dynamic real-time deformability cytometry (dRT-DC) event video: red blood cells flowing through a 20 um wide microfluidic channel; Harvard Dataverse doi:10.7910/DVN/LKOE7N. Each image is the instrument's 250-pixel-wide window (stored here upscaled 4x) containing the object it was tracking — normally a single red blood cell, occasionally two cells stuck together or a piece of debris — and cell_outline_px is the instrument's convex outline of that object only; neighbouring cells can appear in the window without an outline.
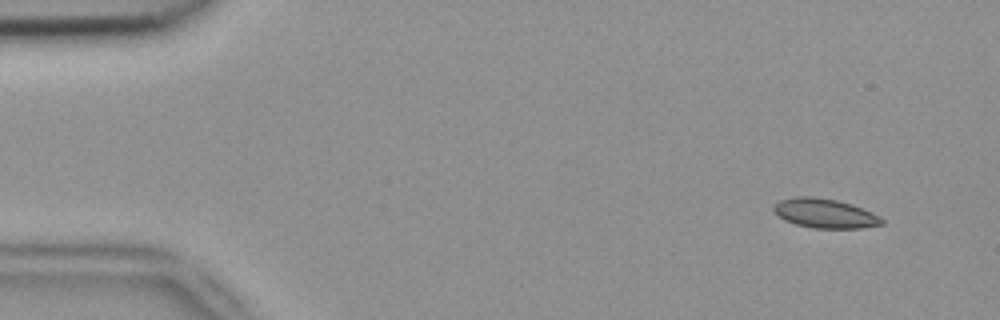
{"species": "common noctule bat (a hibernating species)", "species_latin": "Nyctalus noctula", "temperature_condition": "room temperature", "stored_images_in_passage": 4, "camera_frame_rate_fps": 3000, "um_per_image_px": 0.085, "animal": {"sex": "female", "body_mass_g": 18.4}, "frame": {"image": 1, "passage_image": 1, "time_ms": 0.0, "image_size_px": [1000, 320], "cell_outline_px": [[884, 224], [860, 228], [812, 228], [796, 224], [784, 220], [776, 216], [772, 212], [772, 208], [780, 200], [796, 196], [812, 196], [836, 200], [852, 204], [872, 212], [880, 216], [884, 220]], "centroid_in_image_um": [70.09, 18.13], "position_along_channel_um": 14.9, "area_um2": 18.67}}
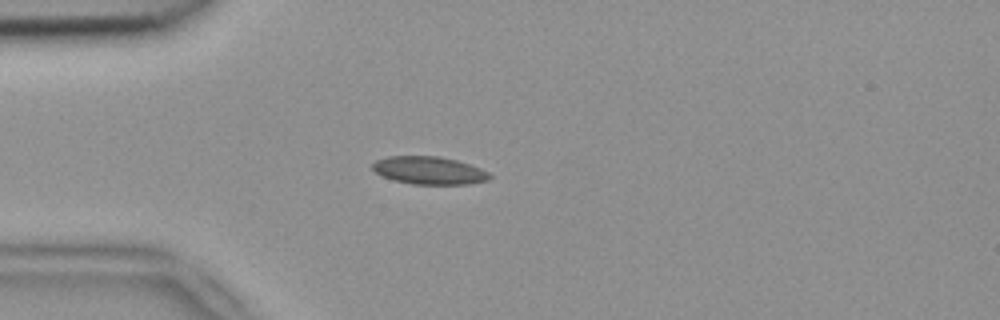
{"frame": {"image": 2, "passage_image": 4, "time_ms": 1.0, "image_size_px": [1000, 320], "cell_outline_px": [[492, 176], [488, 180], [468, 184], [412, 184], [396, 180], [384, 176], [376, 172], [372, 168], [372, 164], [376, 160], [388, 156], [440, 156], [456, 160], [480, 168], [488, 172]], "centroid_in_image_um": [36.49, 14.48], "position_along_channel_um": 48.5, "area_um2": 18.79}}